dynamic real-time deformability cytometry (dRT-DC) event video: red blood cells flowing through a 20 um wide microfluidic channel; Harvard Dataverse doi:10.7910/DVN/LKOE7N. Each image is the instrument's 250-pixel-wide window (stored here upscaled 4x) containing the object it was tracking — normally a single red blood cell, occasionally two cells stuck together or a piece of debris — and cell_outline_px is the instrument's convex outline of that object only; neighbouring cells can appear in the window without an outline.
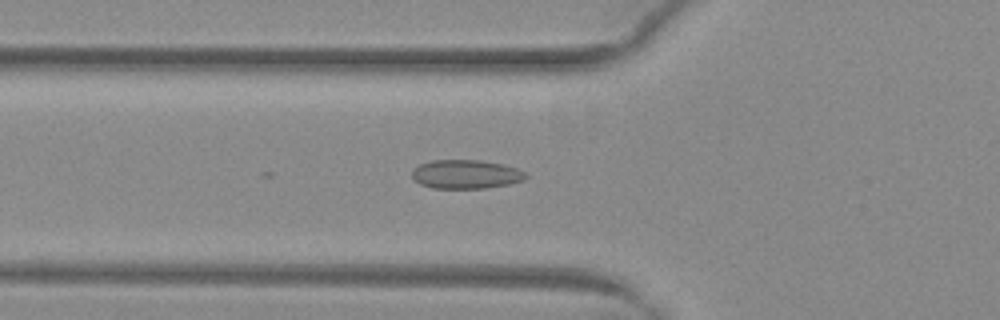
{"species": "common noctule bat (a hibernating species)", "species_latin": "Nyctalus noctula", "temperature_condition": "warm", "stored_images_in_passage": 48, "camera_frame_rate_fps": 3000, "um_per_image_px": 0.085, "animal": {"sex": "female", "body_mass_g": 29.2, "forearm_length_mm": 56.3}, "frame": {"image": 1, "passage_image": 20, "time_ms": 6.333, "image_size_px": [1000, 320], "cell_outline_px": [[528, 176], [524, 180], [508, 184], [484, 188], [432, 188], [420, 184], [412, 180], [412, 168], [420, 164], [432, 160], [480, 160], [504, 164], [516, 168], [524, 172]], "centroid_in_image_um": [39.56, 14.81], "position_along_channel_um": 86.2, "area_um2": 19.25}}
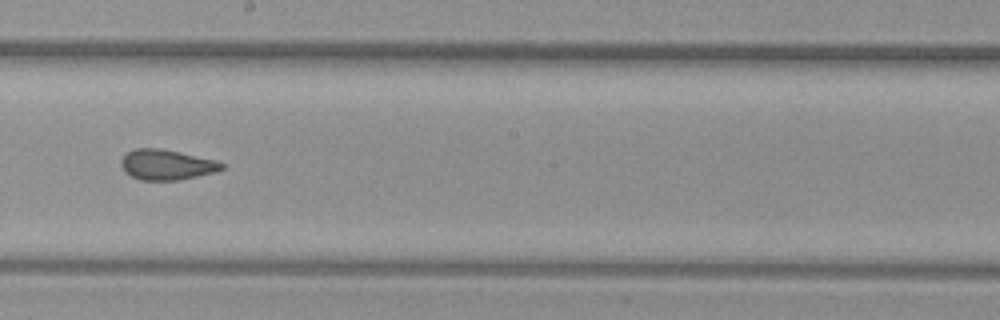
{"frame": {"image": 2, "passage_image": 31, "time_ms": 10.0, "image_size_px": [1000, 320], "cell_outline_px": [[228, 164], [224, 168], [212, 172], [180, 180], [140, 180], [124, 172], [120, 164], [120, 160], [128, 152], [136, 148], [160, 148], [216, 160]], "centroid_in_image_um": [14.15, 14.0], "position_along_channel_um": 234.0, "area_um2": 17.74}}
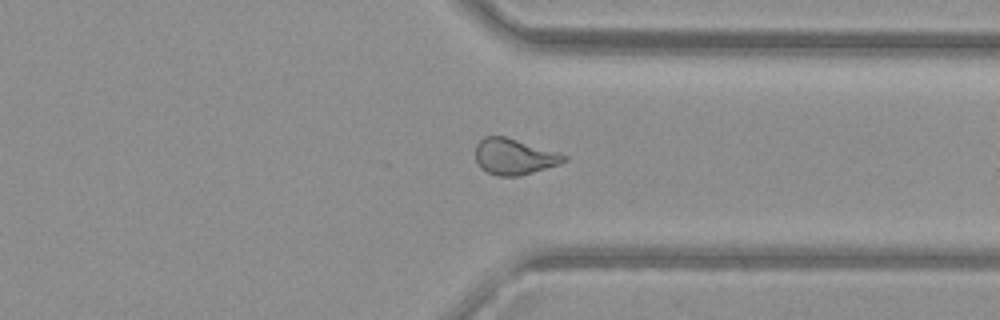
{"frame": {"image": 3, "passage_image": 41, "time_ms": 13.333, "image_size_px": [1000, 320], "cell_outline_px": [[568, 160], [560, 164], [520, 176], [496, 176], [480, 168], [476, 160], [476, 144], [484, 136], [504, 136], [556, 152], [568, 156]], "centroid_in_image_um": [43.69, 13.33], "position_along_channel_um": 367.7, "area_um2": 18.44}}